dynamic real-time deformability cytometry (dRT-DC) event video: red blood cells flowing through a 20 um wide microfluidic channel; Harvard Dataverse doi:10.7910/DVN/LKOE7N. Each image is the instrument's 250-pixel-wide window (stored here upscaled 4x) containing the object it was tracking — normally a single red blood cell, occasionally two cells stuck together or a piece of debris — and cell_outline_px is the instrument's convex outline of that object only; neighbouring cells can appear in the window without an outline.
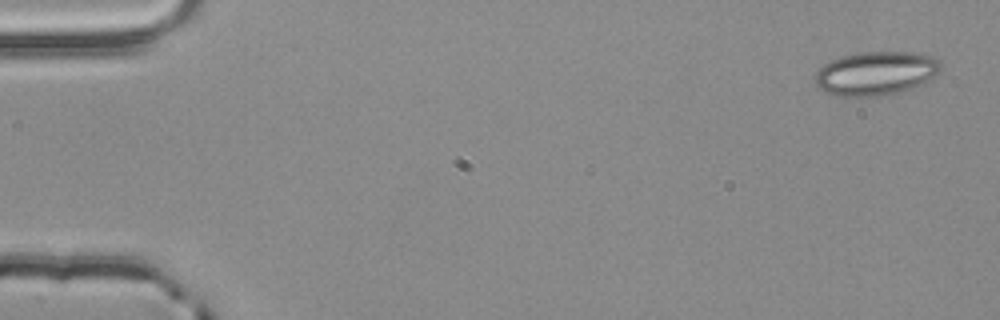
{"species": "common noctule bat (a hibernating species)", "species_latin": "Nyctalus noctula", "temperature_condition": "room temperature", "stored_images_in_passage": 4, "camera_frame_rate_fps": 3000, "um_per_image_px": 0.085, "animal": {"sex": "male", "body_mass_g": 20.4}, "frame": {"image": 1, "passage_image": 1, "time_ms": 0.0, "image_size_px": [1000, 320], "cell_outline_px": [[940, 68], [932, 76], [920, 84], [900, 92], [880, 96], [836, 96], [824, 92], [816, 84], [816, 72], [828, 60], [860, 52], [924, 52], [936, 56], [940, 60]], "centroid_in_image_um": [74.44, 6.21], "position_along_channel_um": 10.6, "area_um2": 32.08}}
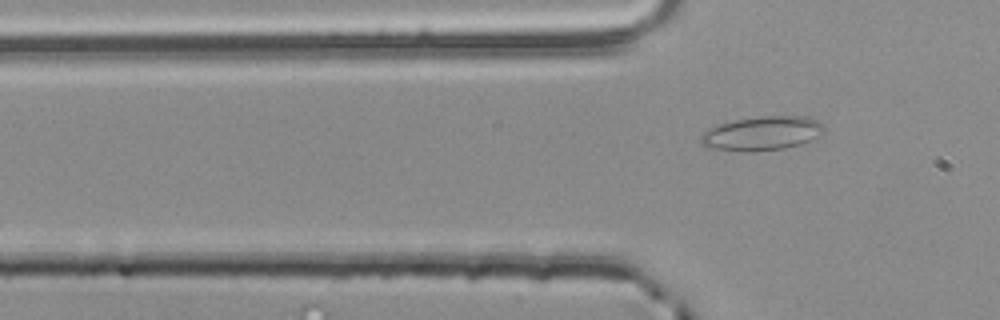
{"frame": {"image": 2, "passage_image": 4, "time_ms": 1.0, "image_size_px": [1000, 320], "cell_outline_px": [[824, 132], [800, 144], [784, 148], [752, 152], [716, 148], [704, 144], [700, 140], [700, 136], [704, 132], [720, 124], [736, 120], [760, 116], [804, 116], [816, 120], [824, 128]], "centroid_in_image_um": [64.79, 11.33], "position_along_channel_um": 61.0, "area_um2": 23.76}}